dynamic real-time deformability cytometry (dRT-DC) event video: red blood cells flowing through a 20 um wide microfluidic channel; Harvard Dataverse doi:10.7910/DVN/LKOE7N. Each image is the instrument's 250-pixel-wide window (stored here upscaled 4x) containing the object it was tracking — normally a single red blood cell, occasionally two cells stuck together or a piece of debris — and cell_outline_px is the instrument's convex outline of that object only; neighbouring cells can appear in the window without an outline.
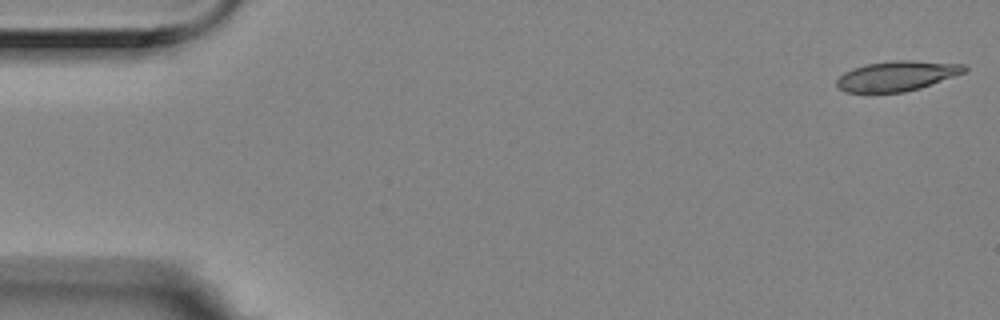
{"species": "Egyptian fruit bat (a non-hibernating species)", "species_latin": "Rousettus aegyptiacus", "temperature_condition": "room temperature", "stored_images_in_passage": 4, "camera_frame_rate_fps": 3000, "um_per_image_px": 0.085, "animal": {"sex": "female"}, "frame": {"image": 1, "passage_image": 1, "time_ms": 0.0, "image_size_px": [1000, 320], "cell_outline_px": [[968, 68], [964, 72], [920, 88], [904, 92], [844, 92], [836, 84], [836, 80], [844, 72], [852, 68], [864, 64], [892, 60], [912, 60], [964, 64]], "centroid_in_image_um": [76.21, 6.44], "position_along_channel_um": 8.8, "area_um2": 22.25}}